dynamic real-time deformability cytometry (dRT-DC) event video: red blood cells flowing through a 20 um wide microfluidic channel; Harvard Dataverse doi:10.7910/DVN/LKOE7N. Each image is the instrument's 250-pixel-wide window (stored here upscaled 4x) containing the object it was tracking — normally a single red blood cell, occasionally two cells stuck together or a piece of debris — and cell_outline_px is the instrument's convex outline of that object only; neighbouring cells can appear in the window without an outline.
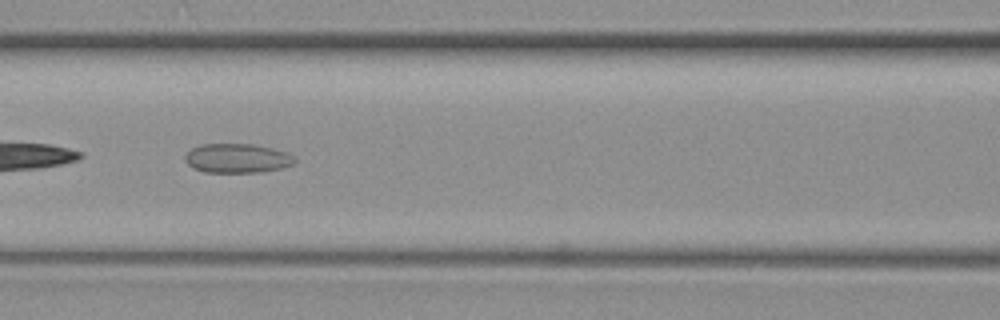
{"species": "common noctule bat (a hibernating species)", "species_latin": "Nyctalus noctula", "temperature_condition": "warm", "stored_images_in_passage": 18, "camera_frame_rate_fps": 3000, "um_per_image_px": 0.085, "animal": {"sex": "female", "body_mass_g": 19.3, "forearm_length_mm": 54.1}, "frame": {"image": 1, "passage_image": 8, "time_ms": 2.333, "image_size_px": [1000, 320], "cell_outline_px": [[296, 164], [264, 172], [204, 172], [192, 168], [184, 160], [184, 156], [192, 148], [200, 144], [252, 144], [272, 148], [296, 156]], "centroid_in_image_um": [20.17, 13.46], "position_along_channel_um": 146.4, "area_um2": 18.84}}
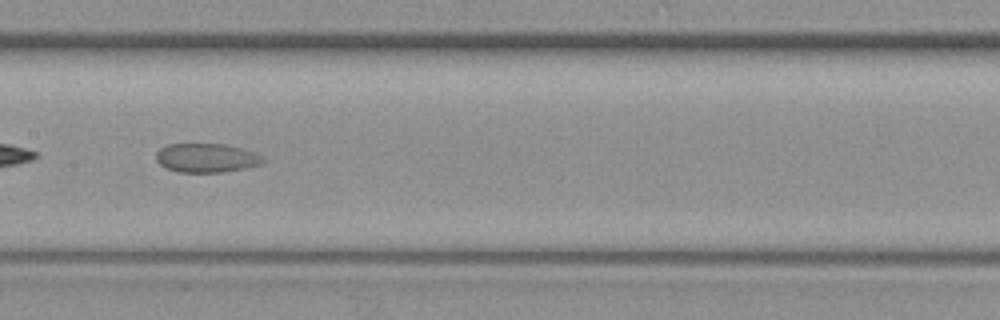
{"frame": {"image": 2, "passage_image": 12, "time_ms": 3.667, "image_size_px": [1000, 320], "cell_outline_px": [[264, 164], [224, 172], [180, 172], [164, 168], [156, 160], [156, 152], [160, 148], [168, 144], [224, 144], [240, 148], [264, 156]], "centroid_in_image_um": [17.54, 13.43], "position_along_channel_um": 189.9, "area_um2": 18.09}}
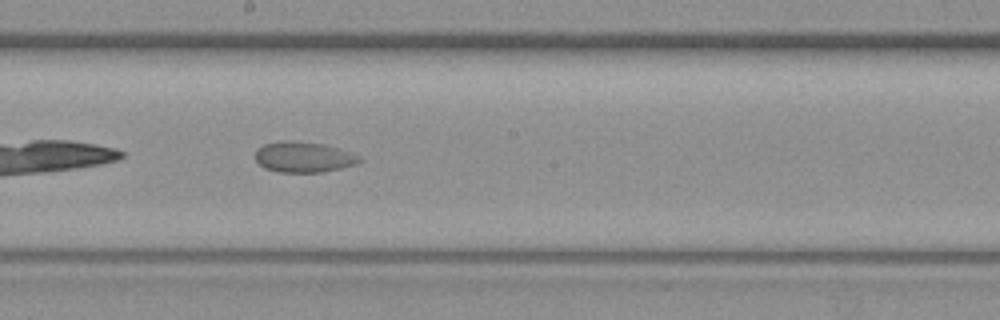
{"frame": {"image": 3, "passage_image": 15, "time_ms": 4.667, "image_size_px": [1000, 320], "cell_outline_px": [[364, 160], [356, 164], [324, 172], [276, 172], [264, 168], [256, 160], [256, 148], [264, 144], [280, 140], [292, 140], [324, 144], [360, 156]], "centroid_in_image_um": [25.78, 13.35], "position_along_channel_um": 222.4, "area_um2": 18.67}}